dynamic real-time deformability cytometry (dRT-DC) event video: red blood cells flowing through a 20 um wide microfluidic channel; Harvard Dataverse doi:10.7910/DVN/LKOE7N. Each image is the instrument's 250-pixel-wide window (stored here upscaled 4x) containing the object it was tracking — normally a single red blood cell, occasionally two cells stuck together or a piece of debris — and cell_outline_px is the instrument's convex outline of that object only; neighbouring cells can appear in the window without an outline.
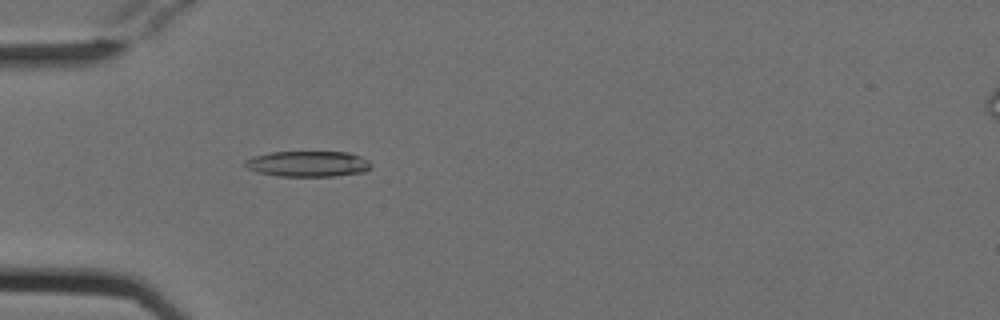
{"species": "Egyptian fruit bat (a non-hibernating species)", "species_latin": "Rousettus aegyptiacus", "temperature_condition": "cold", "stored_images_in_passage": 49, "camera_frame_rate_fps": 3000, "um_per_image_px": 0.085, "animal": {"sex": "female"}, "frame": {"image": 1, "passage_image": 12, "time_ms": 3.667, "image_size_px": [1000, 320], "cell_outline_px": [[372, 168], [364, 172], [332, 176], [280, 176], [260, 172], [248, 168], [244, 164], [244, 160], [252, 156], [268, 152], [348, 152], [360, 156], [368, 160], [372, 164]], "centroid_in_image_um": [26.19, 13.92], "position_along_channel_um": 58.8, "area_um2": 18.9}}
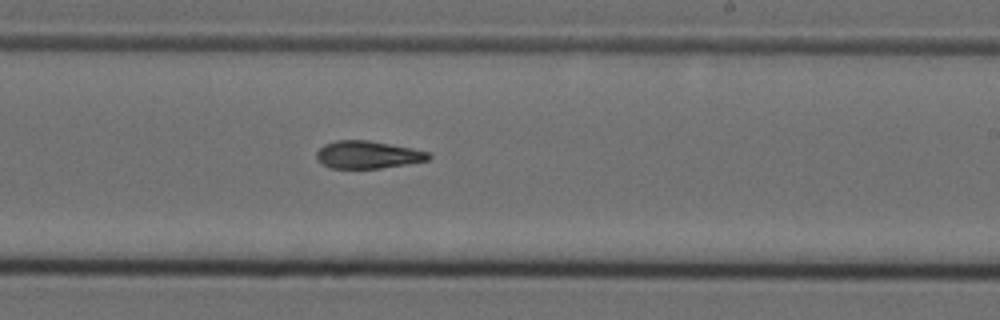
{"frame": {"image": 2, "passage_image": 28, "time_ms": 9.0, "image_size_px": [1000, 320], "cell_outline_px": [[432, 156], [428, 160], [408, 164], [380, 168], [328, 168], [316, 156], [316, 152], [324, 144], [336, 140], [368, 140], [412, 148], [428, 152]], "centroid_in_image_um": [31.27, 13.15], "position_along_channel_um": 257.7, "area_um2": 17.92}}
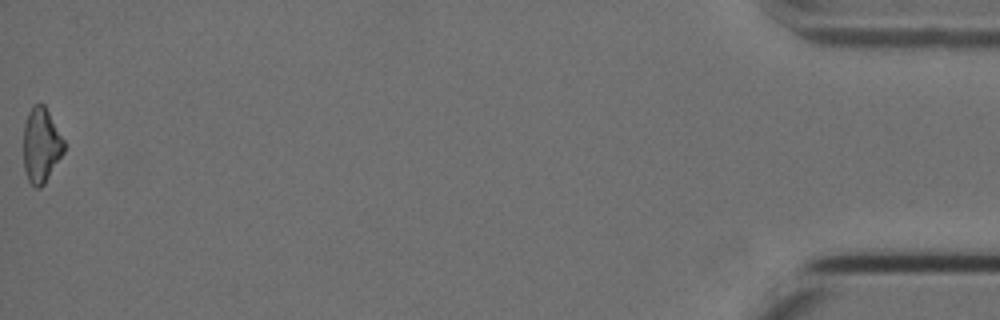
{"frame": {"image": 3, "passage_image": 49, "time_ms": 16.0, "image_size_px": [1000, 320], "cell_outline_px": [[64, 152], [44, 184], [40, 188], [36, 188], [28, 180], [24, 168], [24, 124], [28, 112], [32, 104], [44, 104], [64, 140]], "centroid_in_image_um": [3.49, 12.34], "position_along_channel_um": 431.7, "area_um2": 17.57}, "authors_computed_cell_mechanics": {"area_um2": 18.4382, "velocity_mm_per_s": 3.821, "shape_relaxation_time_tau1_ms": 6.9046, "shape_relaxation_time_tau2_ms": 10.4642, "deformation_change_tau1": 0.1713, "deformation_change_tau2": 0.1951}}